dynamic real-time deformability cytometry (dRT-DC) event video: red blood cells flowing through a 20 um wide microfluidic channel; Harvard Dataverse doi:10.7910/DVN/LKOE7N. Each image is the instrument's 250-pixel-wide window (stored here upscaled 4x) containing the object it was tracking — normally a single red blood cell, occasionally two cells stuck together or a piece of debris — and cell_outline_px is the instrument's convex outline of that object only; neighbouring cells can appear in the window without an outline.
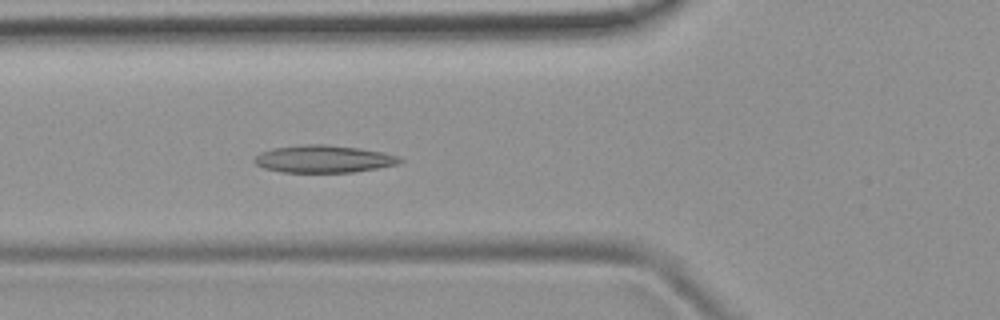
{"species": "common noctule bat (a hibernating species)", "species_latin": "Nyctalus noctula", "temperature_condition": "room temperature", "stored_images_in_passage": 51, "camera_frame_rate_fps": 3000, "um_per_image_px": 0.085, "animal": {"sex": "female", "body_mass_g": 19.9}, "frame": {"image": 1, "passage_image": 18, "time_ms": 5.667, "image_size_px": [1000, 320], "cell_outline_px": [[404, 160], [400, 164], [352, 172], [280, 172], [264, 168], [256, 164], [252, 160], [260, 152], [272, 148], [304, 144], [324, 144], [360, 148], [384, 152], [400, 156]], "centroid_in_image_um": [27.52, 13.5], "position_along_channel_um": 98.3, "area_um2": 23.41}}
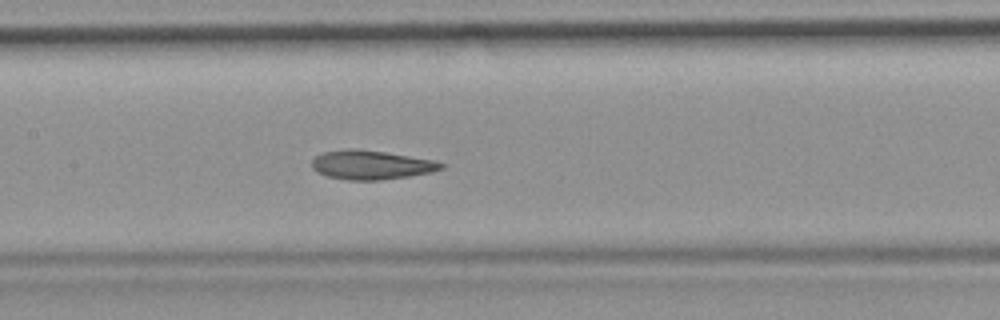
{"frame": {"image": 2, "passage_image": 24, "time_ms": 7.667, "image_size_px": [1000, 320], "cell_outline_px": [[444, 168], [432, 172], [408, 176], [380, 180], [348, 180], [328, 176], [312, 168], [312, 160], [316, 156], [324, 152], [348, 148], [352, 148], [384, 152], [436, 160], [444, 164]], "centroid_in_image_um": [31.58, 14.01], "position_along_channel_um": 175.8, "area_um2": 21.73}}
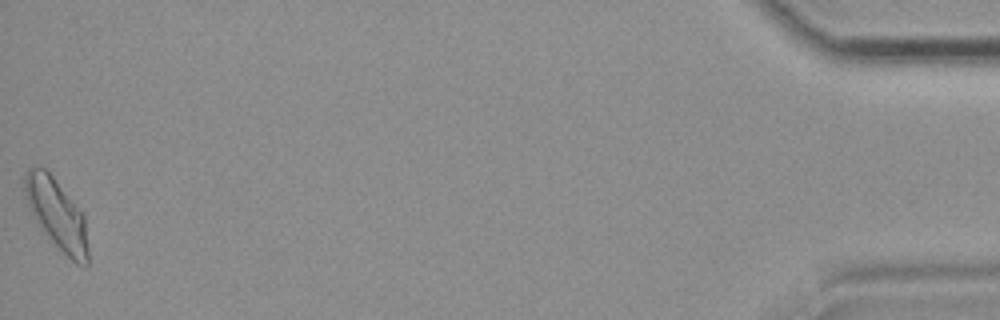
{"frame": {"image": 3, "passage_image": 51, "time_ms": 16.667, "image_size_px": [1000, 320], "cell_outline_px": [[88, 268], [84, 268], [76, 264], [56, 248], [36, 220], [24, 196], [24, 176], [28, 168], [44, 168], [52, 176], [84, 216], [88, 248]], "centroid_in_image_um": [4.84, 18.29], "position_along_channel_um": 430.4, "area_um2": 25.61}, "authors_computed_cell_mechanics": {"area_um2": 22.7154, "velocity_mm_per_s": 3.8692, "shape_relaxation_time_tau1_ms": 10.097, "shape_relaxation_time_tau2_ms": 2.9198, "deformation_change_tau1": 0.2173, "deformation_change_tau2": 0.089}}